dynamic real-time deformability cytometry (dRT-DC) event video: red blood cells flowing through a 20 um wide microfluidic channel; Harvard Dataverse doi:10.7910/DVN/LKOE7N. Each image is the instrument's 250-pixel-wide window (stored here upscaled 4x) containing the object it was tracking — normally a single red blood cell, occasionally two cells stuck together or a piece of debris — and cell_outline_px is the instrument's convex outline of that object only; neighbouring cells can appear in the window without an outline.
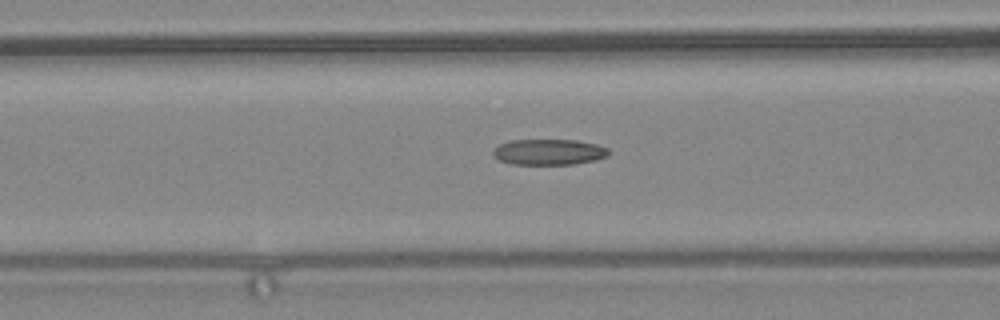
{"species": "common noctule bat (a hibernating species)", "species_latin": "Nyctalus noctula", "temperature_condition": "warm", "stored_images_in_passage": 42, "camera_frame_rate_fps": 3000, "um_per_image_px": 0.085, "animal": {"sex": "female", "body_mass_g": 24.6, "forearm_length_mm": 56.2}, "frame": {"image": 1, "passage_image": 21, "time_ms": 6.667, "image_size_px": [1000, 320], "cell_outline_px": [[608, 156], [596, 160], [572, 164], [512, 164], [500, 160], [492, 156], [492, 152], [500, 144], [512, 140], [576, 140], [596, 144], [608, 148]], "centroid_in_image_um": [46.66, 12.92], "position_along_channel_um": 119.9, "area_um2": 17.28}}
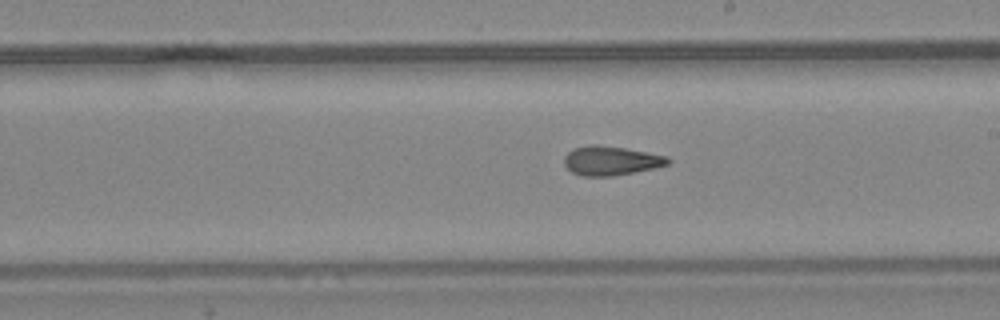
{"frame": {"image": 2, "passage_image": 30, "time_ms": 9.667, "image_size_px": [1000, 320], "cell_outline_px": [[672, 160], [668, 164], [652, 168], [612, 176], [580, 176], [572, 172], [564, 164], [564, 156], [568, 152], [576, 148], [588, 144], [596, 144], [624, 148], [668, 156]], "centroid_in_image_um": [51.91, 13.65], "position_along_channel_um": 237.1, "area_um2": 17.51}}
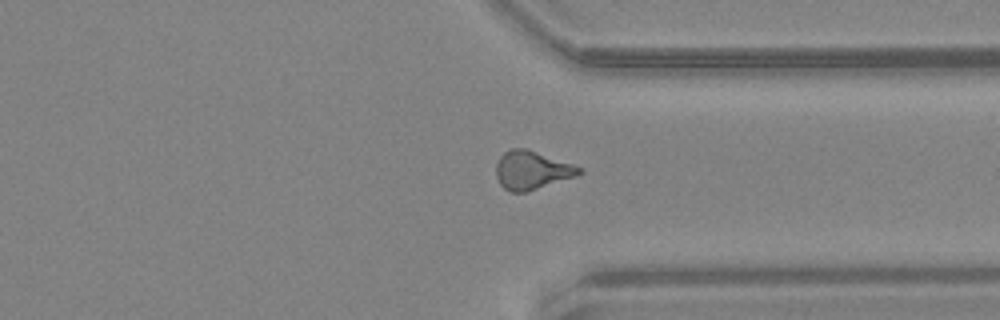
{"frame": {"image": 3, "passage_image": 40, "time_ms": 13.0, "image_size_px": [1000, 320], "cell_outline_px": [[584, 172], [576, 176], [524, 192], [508, 192], [500, 184], [496, 176], [496, 164], [500, 156], [508, 148], [528, 148], [584, 168]], "centroid_in_image_um": [45.2, 14.44], "position_along_channel_um": 366.2, "area_um2": 18.73}}